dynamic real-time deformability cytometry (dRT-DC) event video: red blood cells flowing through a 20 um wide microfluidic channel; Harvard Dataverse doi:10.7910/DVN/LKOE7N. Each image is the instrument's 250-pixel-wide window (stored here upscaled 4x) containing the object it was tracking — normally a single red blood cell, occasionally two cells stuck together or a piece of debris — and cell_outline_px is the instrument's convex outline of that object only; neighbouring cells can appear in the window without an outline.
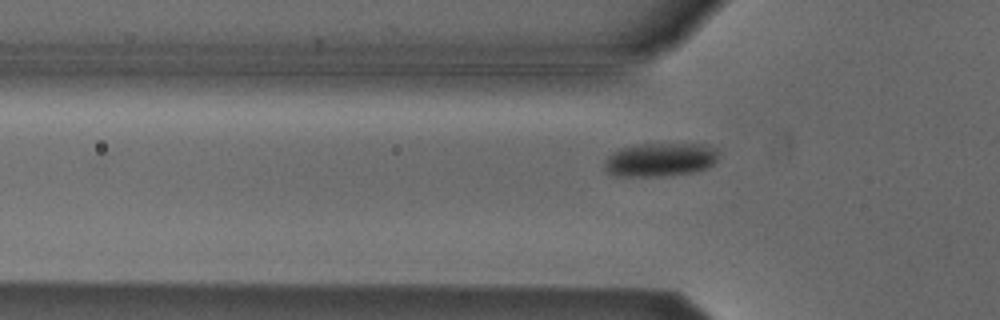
{"species": "Egyptian fruit bat (a non-hibernating species)", "species_latin": "Rousettus aegyptiacus", "temperature_condition": "cold", "stored_images_in_passage": 26, "camera_frame_rate_fps": 3000, "um_per_image_px": 0.085, "animal": {"sex": "male"}, "frame": {"image": 1, "passage_image": 4, "time_ms": 1.0, "image_size_px": [1000, 320], "cell_outline_px": [[720, 152], [716, 160], [712, 164], [704, 168], [692, 172], [664, 176], [616, 176], [608, 172], [604, 168], [604, 164], [608, 156], [612, 152], [620, 148], [636, 144], [704, 144], [716, 148]], "centroid_in_image_um": [56.1, 13.56], "position_along_channel_um": 69.7, "area_um2": 22.37}}
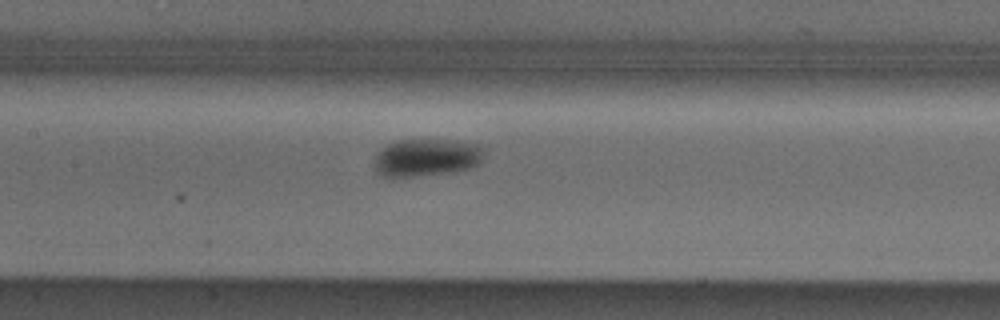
{"frame": {"image": 2, "passage_image": 12, "time_ms": 3.667, "image_size_px": [1000, 320], "cell_outline_px": [[484, 152], [480, 164], [456, 172], [416, 176], [384, 176], [376, 172], [376, 156], [380, 148], [396, 140], [448, 140], [476, 144], [484, 148]], "centroid_in_image_um": [36.27, 13.39], "position_along_channel_um": 171.1, "area_um2": 23.93}}
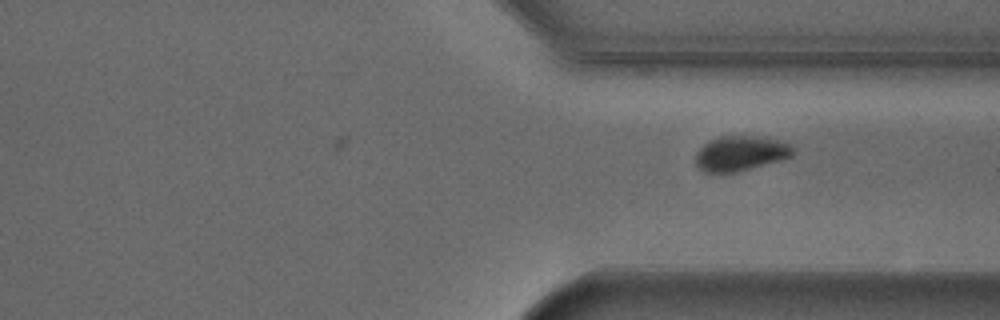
{"frame": {"image": 3, "passage_image": 26, "time_ms": 8.333, "image_size_px": [1000, 320], "cell_outline_px": [[796, 152], [792, 156], [780, 160], [736, 172], [704, 172], [696, 164], [696, 152], [708, 140], [720, 136], [760, 136], [784, 140], [792, 144], [796, 148]], "centroid_in_image_um": [63.01, 13.01], "position_along_channel_um": 348.4, "area_um2": 20.11}}